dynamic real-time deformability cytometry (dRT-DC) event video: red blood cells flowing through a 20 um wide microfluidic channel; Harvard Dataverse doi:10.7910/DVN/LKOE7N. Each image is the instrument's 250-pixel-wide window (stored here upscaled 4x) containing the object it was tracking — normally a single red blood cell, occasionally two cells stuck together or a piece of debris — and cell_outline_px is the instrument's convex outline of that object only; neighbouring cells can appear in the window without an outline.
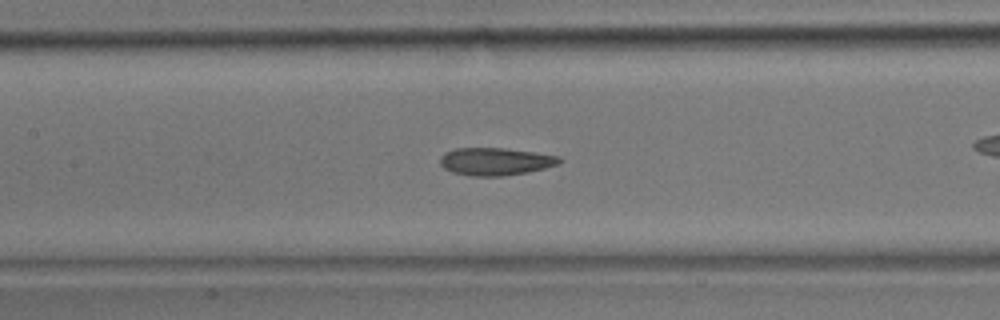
{"species": "common noctule bat (a hibernating species)", "species_latin": "Nyctalus noctula", "temperature_condition": "room temperature", "stored_images_in_passage": 40, "camera_frame_rate_fps": 3000, "um_per_image_px": 0.085, "animal": {"sex": "male", "body_mass_g": 17.9}, "frame": {"image": 1, "passage_image": 18, "time_ms": 5.667, "image_size_px": [1000, 320], "cell_outline_px": [[564, 160], [560, 164], [528, 172], [504, 176], [472, 176], [452, 172], [444, 168], [440, 164], [440, 156], [444, 152], [456, 148], [504, 148], [536, 152], [560, 156]], "centroid_in_image_um": [42.14, 13.72], "position_along_channel_um": 165.3, "area_um2": 19.42}}